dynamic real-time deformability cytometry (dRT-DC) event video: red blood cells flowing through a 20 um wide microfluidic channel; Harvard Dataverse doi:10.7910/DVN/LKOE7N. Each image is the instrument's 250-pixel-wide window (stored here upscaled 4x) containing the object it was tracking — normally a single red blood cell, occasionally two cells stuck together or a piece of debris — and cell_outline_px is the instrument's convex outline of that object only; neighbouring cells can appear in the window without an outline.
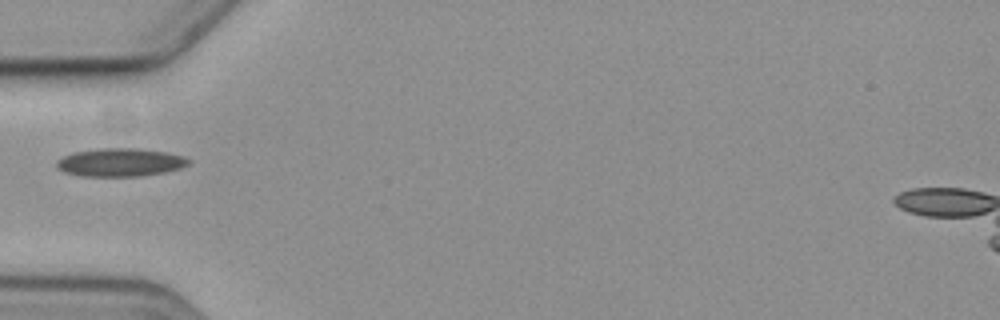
{"species": "common noctule bat (a hibernating species)", "species_latin": "Nyctalus noctula", "temperature_condition": "cold", "stored_images_in_passage": 4, "camera_frame_rate_fps": 3000, "um_per_image_px": 0.085, "animal": {"sex": "female", "body_mass_g": 19.3, "forearm_length_mm": 54.1}, "frame": {"image": 1, "passage_image": 1, "time_ms": 0.0, "image_size_px": [1000, 320], "cell_outline_px": [[192, 160], [188, 164], [180, 168], [164, 172], [140, 176], [80, 176], [64, 172], [56, 168], [56, 160], [72, 152], [96, 148], [136, 148], [164, 152], [184, 156]], "centroid_in_image_um": [10.18, 13.8], "position_along_channel_um": 74.8, "area_um2": 21.79}}
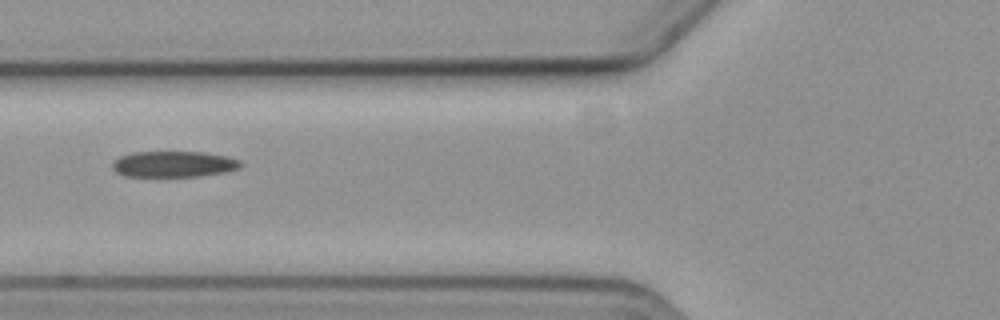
{"frame": {"image": 2, "passage_image": 2, "time_ms": 1.0, "image_size_px": [1000, 320], "cell_outline_px": [[244, 164], [240, 168], [224, 172], [200, 176], [124, 176], [116, 172], [112, 168], [112, 160], [120, 156], [132, 152], [204, 152], [228, 156], [240, 160]], "centroid_in_image_um": [14.77, 13.94], "position_along_channel_um": 111.0, "area_um2": 19.59}}
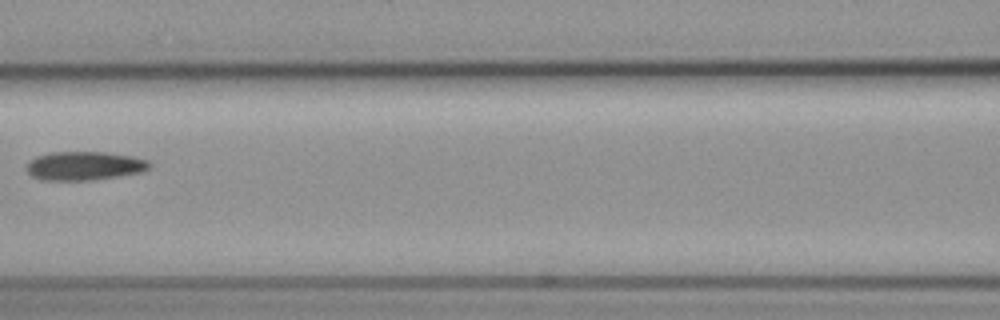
{"frame": {"image": 3, "passage_image": 3, "time_ms": 2.333, "image_size_px": [1000, 320], "cell_outline_px": [[152, 164], [148, 168], [140, 172], [116, 176], [88, 180], [40, 180], [32, 176], [28, 172], [28, 164], [36, 156], [48, 152], [104, 152], [132, 156], [148, 160]], "centroid_in_image_um": [7.16, 14.09], "position_along_channel_um": 159.4, "area_um2": 20.35}}